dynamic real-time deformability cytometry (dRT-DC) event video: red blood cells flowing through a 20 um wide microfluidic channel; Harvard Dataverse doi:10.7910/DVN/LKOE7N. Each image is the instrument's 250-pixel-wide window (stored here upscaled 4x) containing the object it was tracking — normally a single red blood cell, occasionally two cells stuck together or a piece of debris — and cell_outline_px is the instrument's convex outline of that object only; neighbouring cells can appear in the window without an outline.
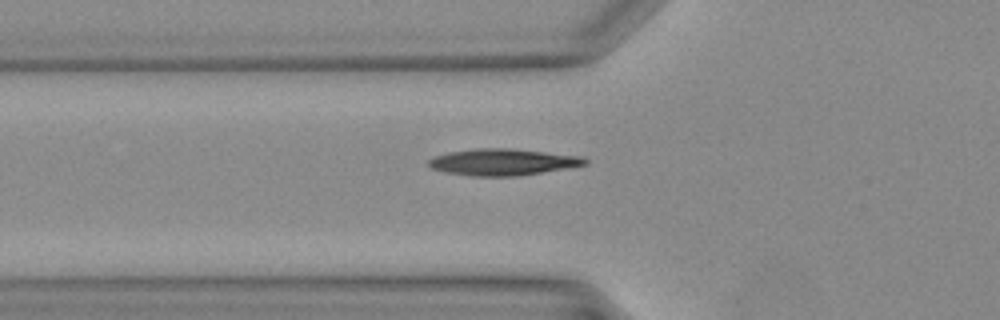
{"species": "Egyptian fruit bat (a non-hibernating species)", "species_latin": "Rousettus aegyptiacus", "temperature_condition": "warm", "stored_images_in_passage": 32, "camera_frame_rate_fps": 3000, "um_per_image_px": 0.085, "animal": {"sex": "female"}, "frame": {"image": 1, "passage_image": 7, "time_ms": 2.0, "image_size_px": [1000, 320], "cell_outline_px": [[588, 164], [520, 176], [472, 176], [444, 172], [432, 168], [428, 164], [428, 160], [436, 156], [448, 152], [476, 148], [508, 148], [580, 156], [588, 160]], "centroid_in_image_um": [42.71, 13.78], "position_along_channel_um": 83.1, "area_um2": 24.04}}
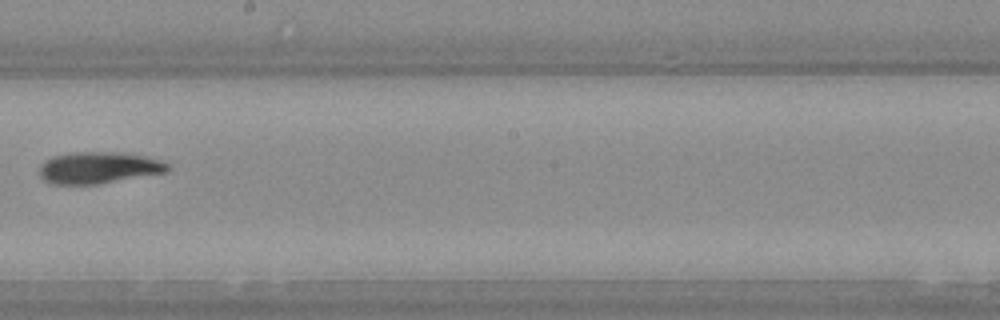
{"frame": {"image": 2, "passage_image": 16, "time_ms": 5.0, "image_size_px": [1000, 320], "cell_outline_px": [[172, 168], [168, 172], [100, 184], [52, 184], [44, 180], [40, 176], [40, 168], [52, 156], [72, 152], [112, 152], [144, 156], [164, 160]], "centroid_in_image_um": [8.45, 14.26], "position_along_channel_um": 239.7, "area_um2": 23.7}}
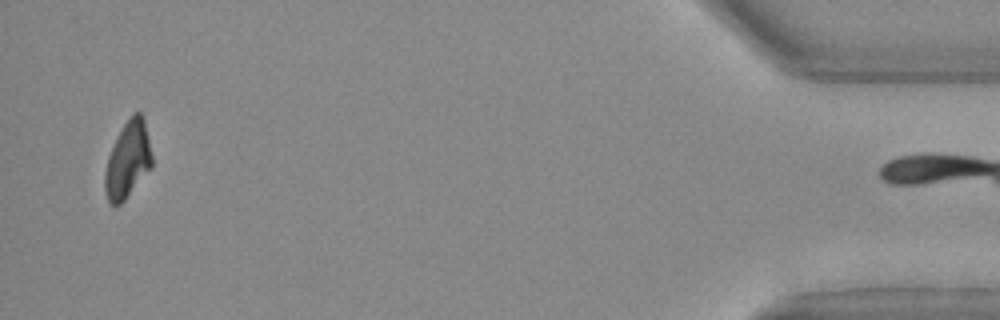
{"frame": {"image": 3, "passage_image": 31, "time_ms": 10.0, "image_size_px": [1000, 320], "cell_outline_px": [[152, 168], [124, 200], [120, 204], [112, 204], [108, 200], [104, 188], [104, 172], [108, 156], [124, 124], [132, 112], [140, 112], [144, 116], [152, 156]], "centroid_in_image_um": [10.88, 13.57], "position_along_channel_um": 424.3, "area_um2": 20.92}}